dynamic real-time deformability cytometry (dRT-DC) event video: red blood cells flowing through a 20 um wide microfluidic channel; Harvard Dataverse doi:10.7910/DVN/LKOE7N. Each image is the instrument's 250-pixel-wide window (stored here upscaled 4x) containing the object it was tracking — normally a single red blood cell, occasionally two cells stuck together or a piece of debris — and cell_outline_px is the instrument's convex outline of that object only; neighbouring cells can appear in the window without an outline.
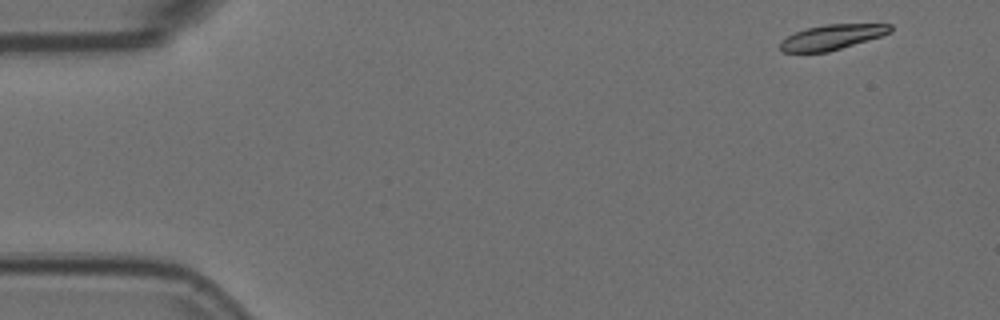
{"species": "Egyptian fruit bat (a non-hibernating species)", "species_latin": "Rousettus aegyptiacus", "temperature_condition": "room temperature", "stored_images_in_passage": 54, "camera_frame_rate_fps": 3000, "um_per_image_px": 0.085, "animal": {"sex": "female"}, "frame": {"image": 1, "passage_image": 1, "time_ms": 0.0, "image_size_px": [1000, 320], "cell_outline_px": [[892, 32], [868, 40], [828, 52], [784, 52], [780, 48], [780, 44], [788, 36], [796, 32], [808, 28], [824, 24], [892, 24]], "centroid_in_image_um": [70.76, 3.15], "position_along_channel_um": 14.2, "area_um2": 15.84}}
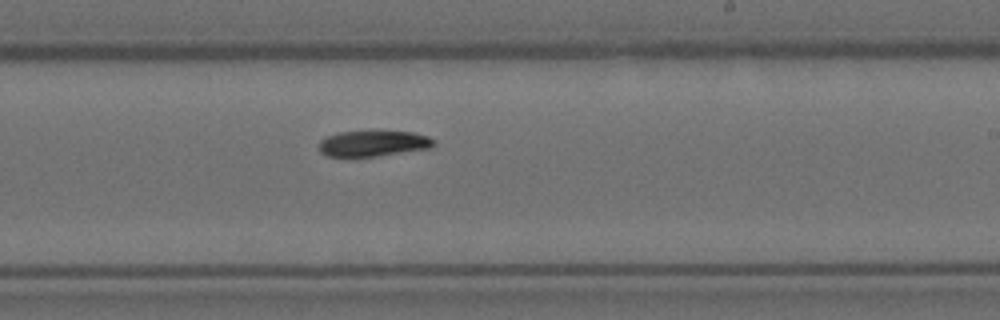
{"frame": {"image": 2, "passage_image": 31, "time_ms": 10.0, "image_size_px": [1000, 320], "cell_outline_px": [[436, 144], [428, 148], [376, 156], [328, 156], [320, 152], [316, 144], [320, 140], [328, 136], [340, 132], [412, 132], [428, 136], [436, 140]], "centroid_in_image_um": [31.7, 12.2], "position_along_channel_um": 257.3, "area_um2": 16.99}}
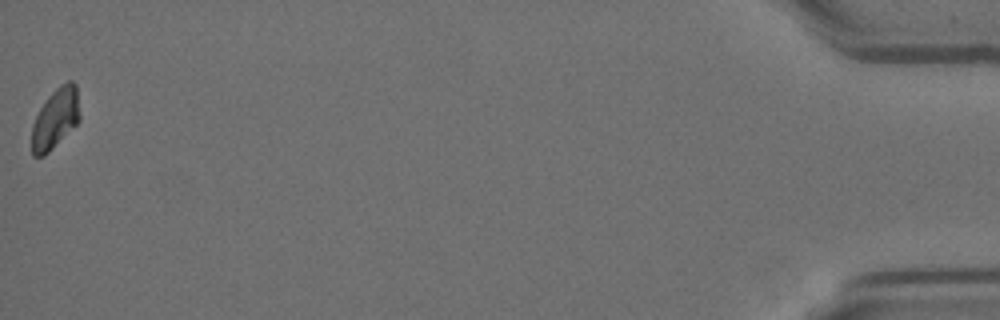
{"frame": {"image": 3, "passage_image": 54, "time_ms": 17.667, "image_size_px": [1000, 320], "cell_outline_px": [[80, 120], [44, 156], [32, 156], [32, 124], [40, 108], [48, 96], [60, 84], [68, 80], [72, 80], [76, 84], [80, 112]], "centroid_in_image_um": [4.71, 10.04], "position_along_channel_um": 430.5, "area_um2": 16.76}}